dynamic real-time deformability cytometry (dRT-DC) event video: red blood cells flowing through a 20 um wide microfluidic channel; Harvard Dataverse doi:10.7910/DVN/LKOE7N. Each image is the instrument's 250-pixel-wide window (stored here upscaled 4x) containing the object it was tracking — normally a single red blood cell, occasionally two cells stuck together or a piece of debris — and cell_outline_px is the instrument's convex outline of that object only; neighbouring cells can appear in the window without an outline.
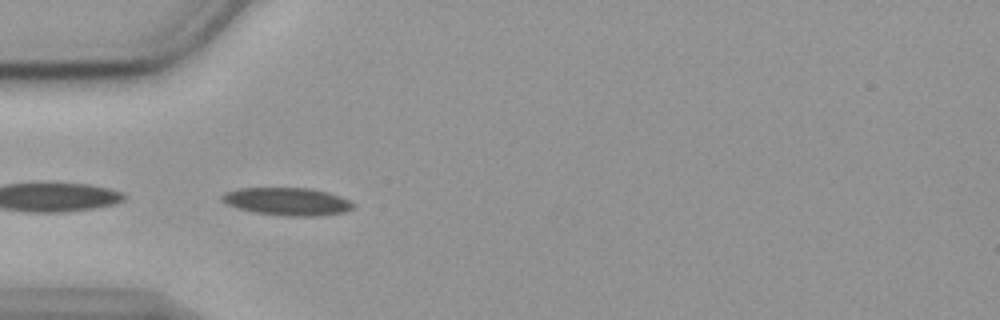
{"species": "common noctule bat (a hibernating species)", "species_latin": "Nyctalus noctula", "temperature_condition": "cold", "stored_images_in_passage": 40, "camera_frame_rate_fps": 3000, "um_per_image_px": 0.085, "animal": {"sex": "female", "body_mass_g": 19.9}, "frame": {"image": 1, "passage_image": 1, "time_ms": 0.0, "image_size_px": [1000, 320], "cell_outline_px": [[356, 204], [352, 208], [344, 212], [320, 216], [288, 216], [256, 212], [240, 208], [228, 204], [220, 200], [220, 196], [224, 192], [240, 188], [312, 188], [328, 192], [340, 196]], "centroid_in_image_um": [24.44, 17.12], "position_along_channel_um": 60.6, "area_um2": 21.15}}
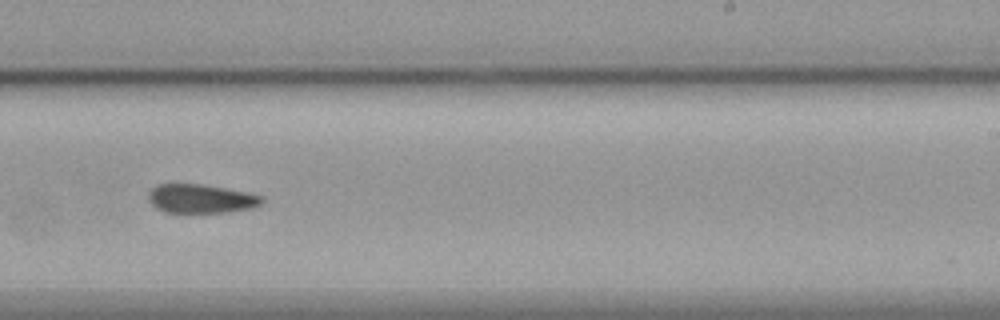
{"frame": {"image": 2, "passage_image": 19, "time_ms": 6.0, "image_size_px": [1000, 320], "cell_outline_px": [[264, 200], [260, 204], [252, 208], [228, 212], [164, 212], [156, 208], [148, 200], [148, 192], [156, 184], [200, 184], [224, 188], [264, 196]], "centroid_in_image_um": [17.05, 16.89], "position_along_channel_um": 271.9, "area_um2": 19.02}}
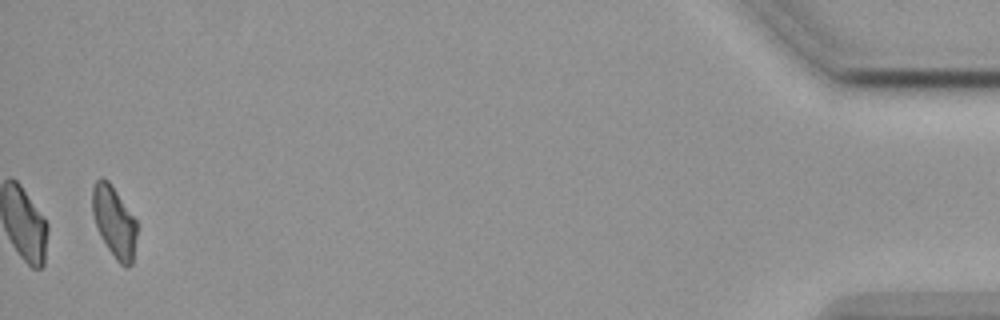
{"frame": {"image": 3, "passage_image": 39, "time_ms": 12.667, "image_size_px": [1000, 320], "cell_outline_px": [[136, 236], [132, 264], [128, 268], [120, 264], [116, 260], [100, 236], [92, 212], [92, 188], [96, 180], [100, 176], [104, 176], [108, 180], [136, 220]], "centroid_in_image_um": [9.69, 18.84], "position_along_channel_um": 425.5, "area_um2": 18.32}, "authors_computed_cell_mechanics": {"area_um2": 19.5942, "velocity_mm_per_s": 3.5739, "shape_relaxation_time_tau1_ms": null, "shape_relaxation_time_tau2_ms": 10.7331, "deformation_change_tau1": null, "deformation_change_tau2": 0.2022}}